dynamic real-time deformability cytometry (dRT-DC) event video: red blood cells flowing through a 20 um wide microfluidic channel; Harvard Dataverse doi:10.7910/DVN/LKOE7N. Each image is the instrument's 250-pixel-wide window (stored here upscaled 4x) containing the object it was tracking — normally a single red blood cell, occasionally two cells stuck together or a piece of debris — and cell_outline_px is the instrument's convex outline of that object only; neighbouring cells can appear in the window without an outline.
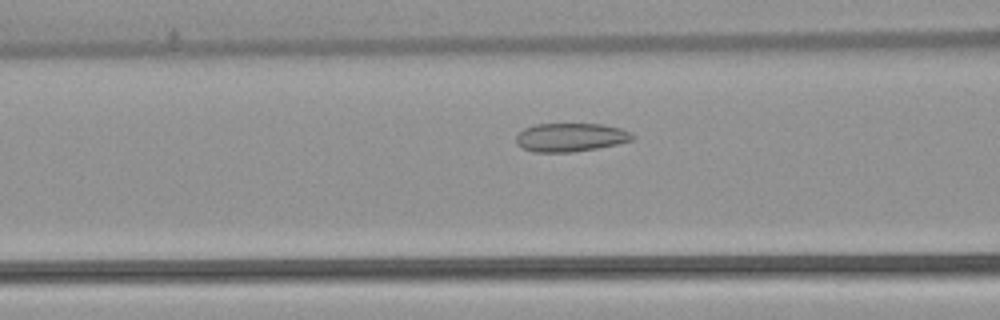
{"species": "common noctule bat (a hibernating species)", "species_latin": "Nyctalus noctula", "temperature_condition": "warm", "stored_images_in_passage": 49, "camera_frame_rate_fps": 3000, "um_per_image_px": 0.085, "animal": {"sex": "female", "body_mass_g": 22.7, "forearm_length_mm": 54.2}, "frame": {"image": 1, "passage_image": 17, "time_ms": 5.333, "image_size_px": [1000, 320], "cell_outline_px": [[636, 136], [632, 140], [616, 144], [596, 148], [572, 152], [532, 152], [520, 148], [516, 144], [516, 136], [524, 128], [536, 124], [604, 124], [620, 128], [632, 132]], "centroid_in_image_um": [48.48, 11.67], "position_along_channel_um": 118.1, "area_um2": 19.48}}
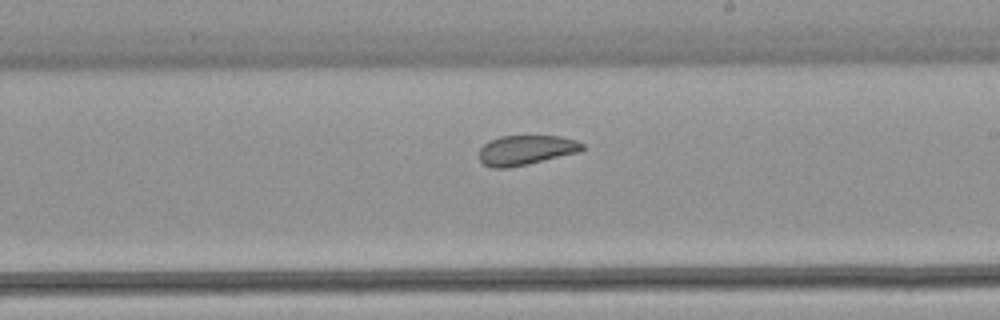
{"frame": {"image": 2, "passage_image": 27, "time_ms": 8.667, "image_size_px": [1000, 320], "cell_outline_px": [[584, 148], [580, 152], [528, 164], [508, 168], [492, 168], [484, 164], [480, 160], [480, 148], [484, 144], [500, 136], [560, 136], [576, 140], [584, 144]], "centroid_in_image_um": [44.73, 12.76], "position_along_channel_um": 244.3, "area_um2": 17.86}}
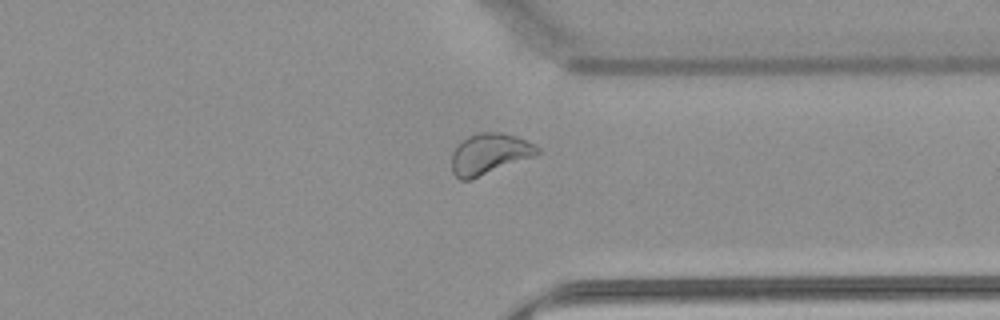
{"frame": {"image": 3, "passage_image": 37, "time_ms": 12.0, "image_size_px": [1000, 320], "cell_outline_px": [[540, 152], [536, 156], [472, 180], [460, 180], [452, 172], [452, 152], [456, 144], [460, 140], [468, 136], [480, 132], [500, 132], [516, 136], [536, 144], [540, 148]], "centroid_in_image_um": [41.6, 13.08], "position_along_channel_um": 369.8, "area_um2": 20.92}, "authors_computed_cell_mechanics": {"area_um2": 20.9236, "velocity_mm_per_s": 3.7885, "shape_relaxation_time_tau1_ms": null, "shape_relaxation_time_tau2_ms": 1.85, "deformation_change_tau1": null, "deformation_change_tau2": 0.0672}}